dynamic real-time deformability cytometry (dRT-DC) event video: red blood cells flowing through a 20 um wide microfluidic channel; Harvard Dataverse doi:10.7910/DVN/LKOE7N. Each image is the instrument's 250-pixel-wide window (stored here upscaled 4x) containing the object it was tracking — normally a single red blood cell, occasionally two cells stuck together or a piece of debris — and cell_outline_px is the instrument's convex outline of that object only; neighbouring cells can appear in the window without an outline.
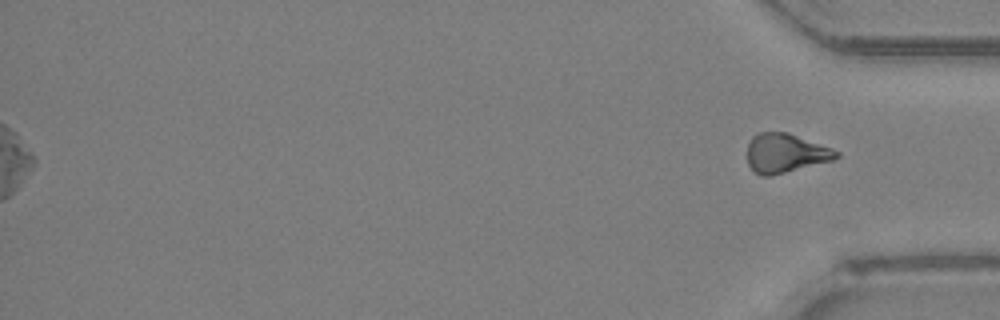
{"species": "Egyptian fruit bat (a non-hibernating species)", "species_latin": "Rousettus aegyptiacus", "temperature_condition": "room temperature", "stored_images_in_passage": 37, "segment_of_instrument_passage": [2, 2], "camera_frame_rate_fps": 3000, "um_per_image_px": 0.085, "animal": {"sex": "female"}, "frame": {"image": 1, "passage_image": 37, "time_ms": 12.0, "image_size_px": [1000, 320], "cell_outline_px": [[840, 156], [832, 160], [772, 176], [760, 176], [748, 164], [748, 144], [752, 136], [760, 132], [788, 132], [832, 148], [840, 152]], "centroid_in_image_um": [66.77, 13.01], "position_along_channel_um": 368.4, "area_um2": 20.29}}